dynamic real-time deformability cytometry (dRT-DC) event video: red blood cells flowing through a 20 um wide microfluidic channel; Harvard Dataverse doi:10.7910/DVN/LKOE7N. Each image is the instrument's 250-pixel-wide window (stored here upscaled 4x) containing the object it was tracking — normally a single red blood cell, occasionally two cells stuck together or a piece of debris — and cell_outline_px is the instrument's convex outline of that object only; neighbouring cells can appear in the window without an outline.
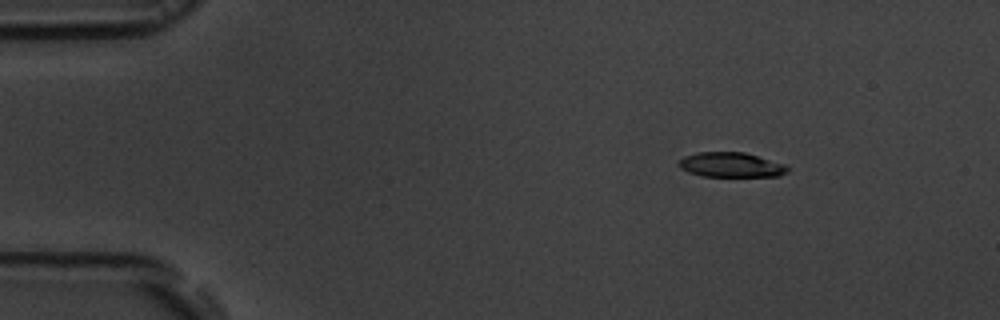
{"species": "common noctule bat (a hibernating species)", "species_latin": "Nyctalus noctula", "temperature_condition": "room temperature", "stored_images_in_passage": 49, "camera_frame_rate_fps": 3000, "um_per_image_px": 0.085, "animal": {"sex": "male", "body_mass_g": 19.5, "forearm_length_mm": 54.6}, "frame": {"image": 1, "passage_image": 1, "time_ms": 0.0, "image_size_px": [1000, 320], "cell_outline_px": [[788, 172], [780, 176], [704, 176], [688, 172], [680, 168], [676, 164], [684, 156], [696, 152], [744, 152], [784, 164], [788, 168]], "centroid_in_image_um": [62.1, 14.01], "position_along_channel_um": 22.9, "area_um2": 15.66}}
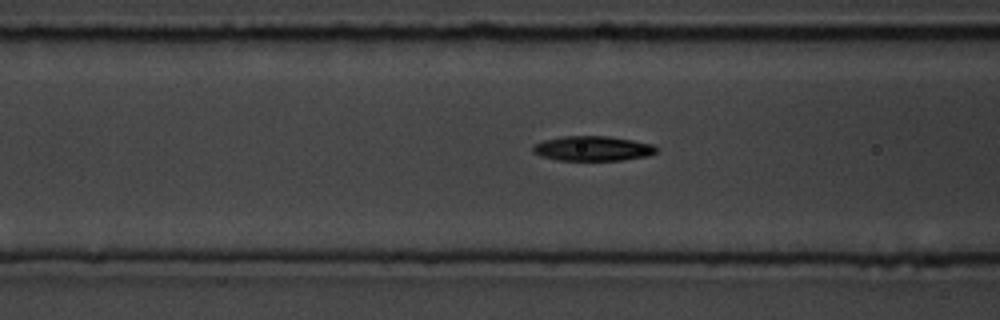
{"frame": {"image": 2, "passage_image": 15, "time_ms": 4.667, "image_size_px": [1000, 320], "cell_outline_px": [[656, 152], [648, 156], [620, 160], [556, 160], [540, 156], [532, 152], [532, 148], [536, 144], [544, 140], [560, 136], [608, 136], [632, 140], [652, 144], [656, 148]], "centroid_in_image_um": [50.34, 12.62], "position_along_channel_um": 116.3, "area_um2": 17.8}}
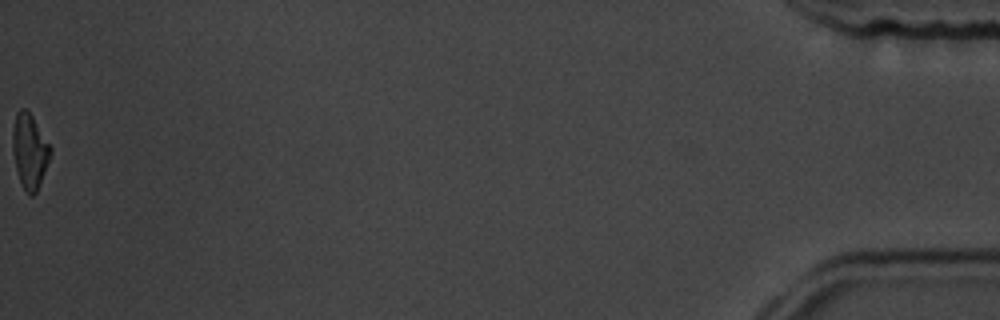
{"frame": {"image": 3, "passage_image": 49, "time_ms": 16.0, "image_size_px": [1000, 320], "cell_outline_px": [[52, 152], [36, 192], [32, 196], [28, 196], [20, 180], [16, 168], [12, 152], [12, 128], [16, 112], [20, 108], [24, 108], [32, 116], [52, 148]], "centroid_in_image_um": [2.5, 12.82], "position_along_channel_um": 432.7, "area_um2": 16.36}, "authors_computed_cell_mechanics": {"area_um2": 17.4556, "velocity_mm_per_s": 3.7016, "shape_relaxation_time_tau1_ms": 3.7708, "shape_relaxation_time_tau2_ms": 9.8879, "deformation_change_tau1": 0.1621, "deformation_change_tau2": 0.1747}}